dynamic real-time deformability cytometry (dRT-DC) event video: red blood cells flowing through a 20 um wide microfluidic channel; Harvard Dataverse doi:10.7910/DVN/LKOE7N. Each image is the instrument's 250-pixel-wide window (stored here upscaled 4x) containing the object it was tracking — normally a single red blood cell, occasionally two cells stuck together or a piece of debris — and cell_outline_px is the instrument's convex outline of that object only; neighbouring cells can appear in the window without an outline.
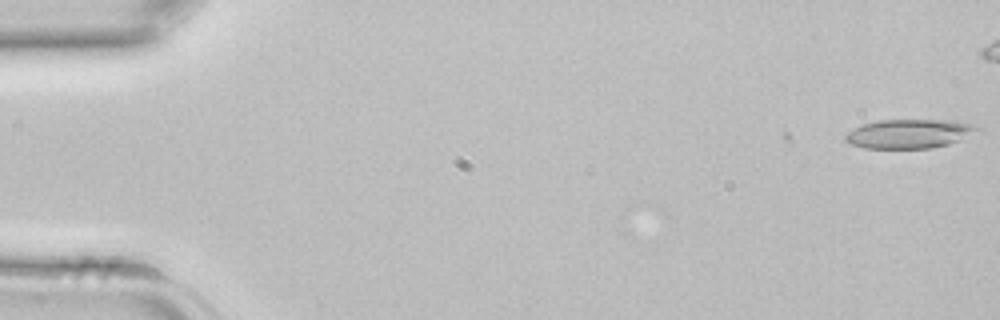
{"species": "common noctule bat (a hibernating species)", "species_latin": "Nyctalus noctula", "temperature_condition": "room temperature", "stored_images_in_passage": 3, "camera_frame_rate_fps": 3000, "um_per_image_px": 0.085, "animal": {"sex": "female", "body_mass_g": 22.7, "forearm_length_mm": 54.2}, "frame": {"image": 1, "passage_image": 1, "time_ms": 0.0, "image_size_px": [1000, 320], "cell_outline_px": [[984, 132], [948, 144], [932, 148], [864, 148], [848, 144], [844, 140], [844, 136], [848, 132], [864, 124], [876, 120], [956, 120], [976, 124], [984, 128]], "centroid_in_image_um": [77.42, 11.36], "position_along_channel_um": 7.6, "area_um2": 22.95}}